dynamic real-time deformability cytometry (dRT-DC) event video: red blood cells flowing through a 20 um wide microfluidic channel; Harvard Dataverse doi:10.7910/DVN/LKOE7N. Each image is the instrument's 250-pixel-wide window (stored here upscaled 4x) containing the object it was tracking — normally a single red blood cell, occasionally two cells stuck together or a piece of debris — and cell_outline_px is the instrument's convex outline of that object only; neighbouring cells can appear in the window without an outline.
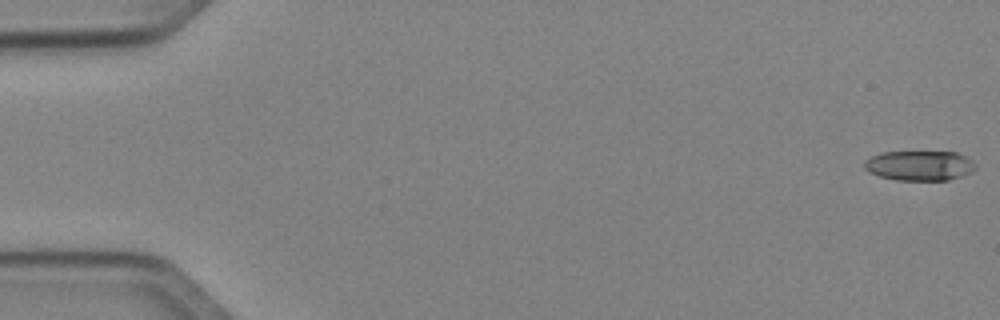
{"species": "Egyptian fruit bat (a non-hibernating species)", "species_latin": "Rousettus aegyptiacus", "temperature_condition": "cold", "stored_images_in_passage": 51, "camera_frame_rate_fps": 3000, "um_per_image_px": 0.085, "animal": {"sex": "female"}, "frame": {"image": 1, "passage_image": 1, "time_ms": 0.0, "image_size_px": [1000, 320], "cell_outline_px": [[976, 168], [972, 172], [948, 180], [896, 180], [880, 176], [868, 172], [864, 168], [864, 160], [880, 152], [956, 152], [972, 160], [976, 164]], "centroid_in_image_um": [78.15, 14.07], "position_along_channel_um": 6.9, "area_um2": 19.42}}
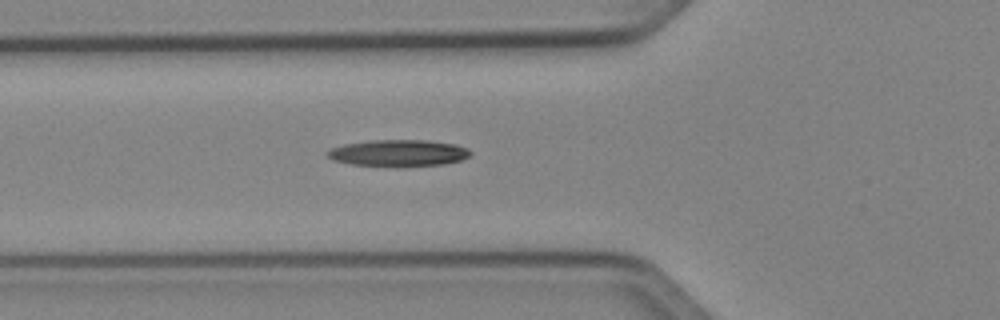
{"frame": {"image": 2, "passage_image": 19, "time_ms": 6.0, "image_size_px": [1000, 320], "cell_outline_px": [[472, 152], [468, 156], [460, 160], [444, 164], [400, 168], [352, 164], [332, 160], [324, 152], [332, 148], [344, 144], [372, 140], [428, 140], [456, 144], [468, 148]], "centroid_in_image_um": [33.87, 13.02], "position_along_channel_um": 91.9, "area_um2": 22.66}}
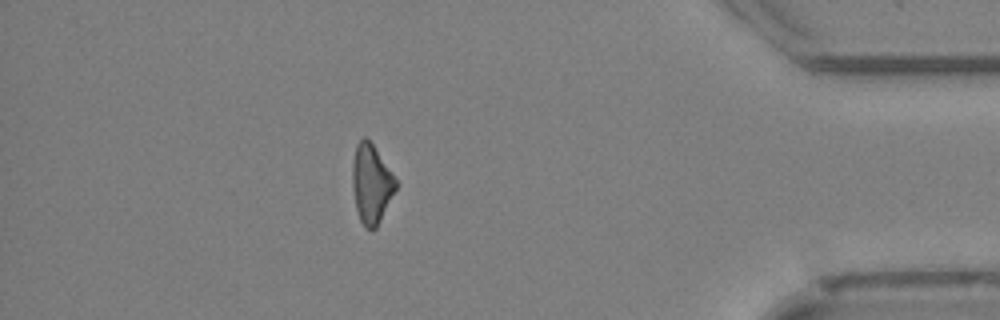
{"frame": {"image": 3, "passage_image": 45, "time_ms": 14.667, "image_size_px": [1000, 320], "cell_outline_px": [[400, 184], [376, 228], [372, 232], [364, 228], [360, 220], [356, 208], [352, 188], [352, 164], [356, 144], [364, 136], [372, 144]], "centroid_in_image_um": [31.57, 15.67], "position_along_channel_um": 403.6, "area_um2": 20.23}}